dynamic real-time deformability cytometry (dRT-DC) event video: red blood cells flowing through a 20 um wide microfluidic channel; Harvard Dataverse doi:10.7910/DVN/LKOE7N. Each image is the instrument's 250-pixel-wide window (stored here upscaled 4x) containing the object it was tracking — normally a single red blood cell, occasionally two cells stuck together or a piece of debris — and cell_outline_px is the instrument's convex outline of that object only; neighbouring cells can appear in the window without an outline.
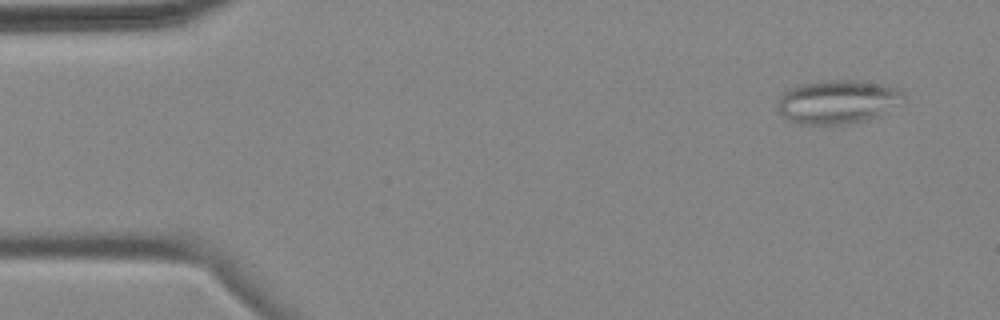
{"species": "common noctule bat (a hibernating species)", "species_latin": "Nyctalus noctula", "temperature_condition": "cold", "stored_images_in_passage": 5, "camera_frame_rate_fps": 3000, "um_per_image_px": 0.085, "animal": {"sex": "female", "body_mass_g": 18.4}, "frame": {"image": 1, "passage_image": 2, "time_ms": 1.0, "image_size_px": [1000, 320], "cell_outline_px": [[904, 104], [880, 116], [864, 120], [840, 124], [804, 124], [788, 120], [776, 112], [776, 104], [780, 96], [788, 88], [804, 84], [832, 80], [856, 80], [884, 84], [900, 88], [904, 96]], "centroid_in_image_um": [71.24, 8.65], "position_along_channel_um": 13.8, "area_um2": 32.48}}